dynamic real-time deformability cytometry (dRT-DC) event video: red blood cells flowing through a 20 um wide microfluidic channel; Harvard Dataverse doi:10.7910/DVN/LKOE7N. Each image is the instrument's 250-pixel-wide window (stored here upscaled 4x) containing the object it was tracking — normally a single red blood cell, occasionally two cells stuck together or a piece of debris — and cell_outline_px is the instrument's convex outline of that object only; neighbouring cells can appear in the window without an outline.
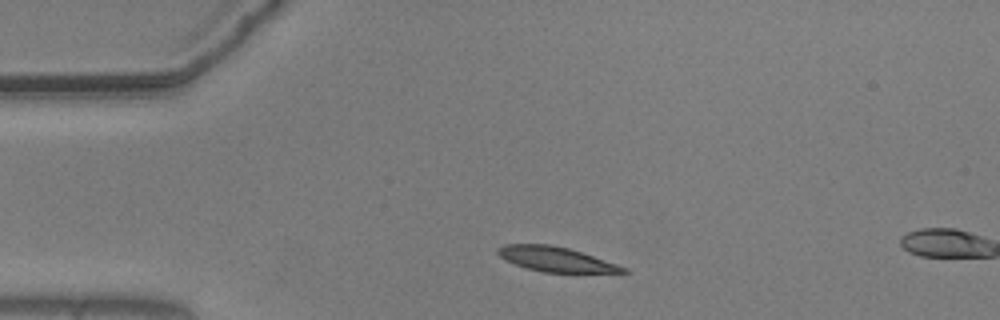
{"species": "common noctule bat (a hibernating species)", "species_latin": "Nyctalus noctula", "temperature_condition": "warm", "stored_images_in_passage": 4, "camera_frame_rate_fps": 3000, "um_per_image_px": 0.085, "animal": {"sex": "male", "body_mass_g": 20.5, "forearm_length_mm": 52.5}, "frame": {"image": 1, "passage_image": 1, "time_ms": 0.0, "image_size_px": [1000, 320], "cell_outline_px": [[628, 272], [544, 272], [528, 268], [516, 264], [500, 256], [496, 252], [496, 248], [504, 244], [548, 244], [568, 248], [628, 268]], "centroid_in_image_um": [47.2, 22.02], "position_along_channel_um": 37.8, "area_um2": 17.57}}